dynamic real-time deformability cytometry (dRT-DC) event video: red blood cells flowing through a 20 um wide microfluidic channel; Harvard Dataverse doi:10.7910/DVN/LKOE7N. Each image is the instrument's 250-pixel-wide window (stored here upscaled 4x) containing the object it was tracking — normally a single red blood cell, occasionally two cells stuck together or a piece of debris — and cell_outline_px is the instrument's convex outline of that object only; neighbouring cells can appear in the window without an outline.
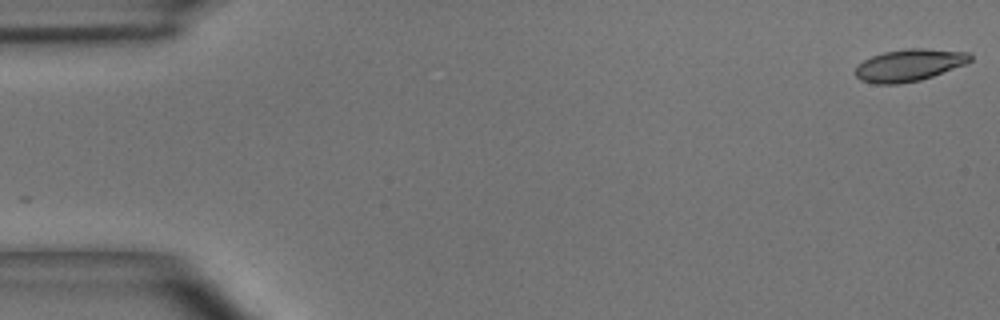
{"species": "common noctule bat (a hibernating species)", "species_latin": "Nyctalus noctula", "temperature_condition": "room temperature", "stored_images_in_passage": 50, "camera_frame_rate_fps": 3000, "um_per_image_px": 0.085, "animal": {"sex": "male", "body_mass_g": 15.6}, "frame": {"image": 1, "passage_image": 1, "time_ms": 0.0, "image_size_px": [1000, 320], "cell_outline_px": [[972, 60], [968, 64], [920, 80], [900, 84], [876, 84], [860, 80], [856, 76], [856, 64], [872, 56], [884, 52], [908, 48], [924, 48], [968, 52], [972, 56]], "centroid_in_image_um": [77.3, 5.54], "position_along_channel_um": 7.7, "area_um2": 21.62}}
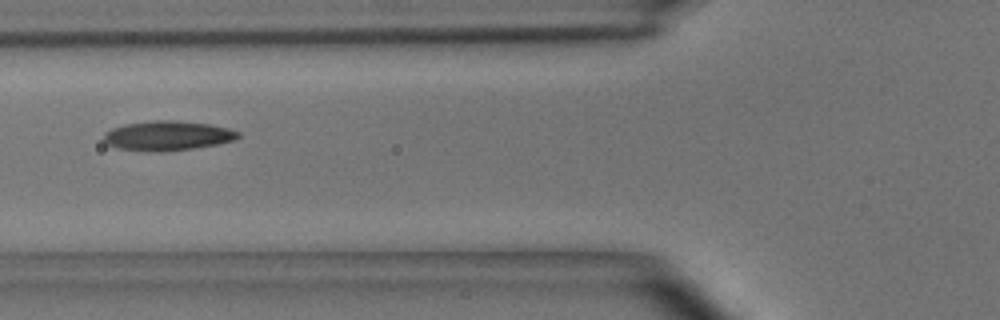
{"frame": {"image": 2, "passage_image": 19, "time_ms": 6.0, "image_size_px": [1000, 320], "cell_outline_px": [[240, 136], [236, 140], [216, 144], [192, 148], [164, 152], [144, 152], [116, 148], [108, 144], [104, 140], [104, 132], [112, 128], [124, 124], [156, 120], [176, 120], [208, 124], [228, 128], [240, 132]], "centroid_in_image_um": [14.22, 11.54], "position_along_channel_um": 111.6, "area_um2": 23.35}}
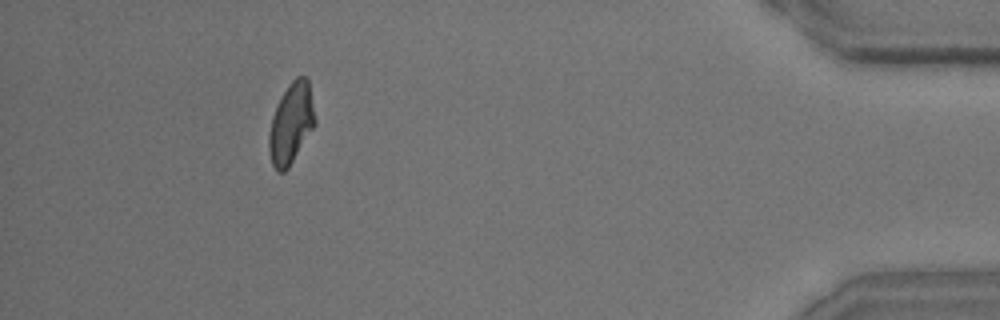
{"frame": {"image": 3, "passage_image": 46, "time_ms": 15.0, "image_size_px": [1000, 320], "cell_outline_px": [[316, 124], [288, 168], [284, 172], [276, 172], [272, 164], [268, 148], [268, 136], [272, 116], [288, 84], [296, 76], [304, 76], [308, 80], [316, 120]], "centroid_in_image_um": [24.74, 10.51], "position_along_channel_um": 410.5, "area_um2": 21.5}, "authors_computed_cell_mechanics": {"area_um2": 22.0507, "velocity_mm_per_s": 3.9574, "shape_relaxation_time_tau1_ms": 5.0674, "shape_relaxation_time_tau2_ms": 2.5968, "deformation_change_tau1": 0.1483, "deformation_change_tau2": 0.0839}}